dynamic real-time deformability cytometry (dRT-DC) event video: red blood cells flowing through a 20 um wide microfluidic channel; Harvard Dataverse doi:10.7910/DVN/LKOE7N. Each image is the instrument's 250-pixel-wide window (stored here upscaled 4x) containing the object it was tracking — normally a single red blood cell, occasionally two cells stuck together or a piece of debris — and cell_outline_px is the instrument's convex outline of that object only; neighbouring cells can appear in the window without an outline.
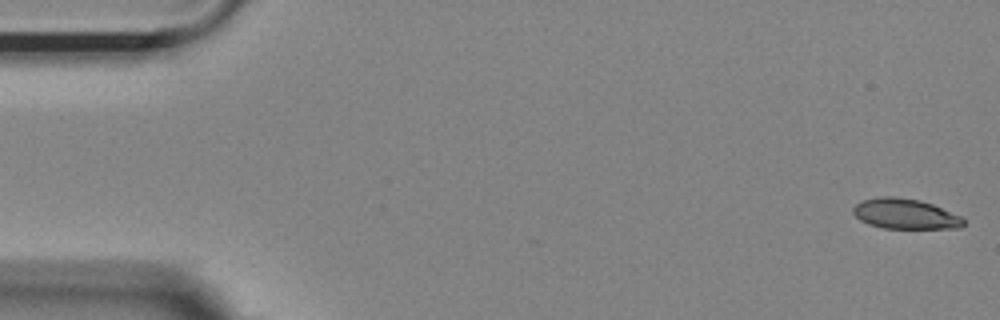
{"species": "Egyptian fruit bat (a non-hibernating species)", "species_latin": "Rousettus aegyptiacus", "temperature_condition": "room temperature", "stored_images_in_passage": 8, "camera_frame_rate_fps": 3000, "um_per_image_px": 0.085, "animal": {"sex": "female"}, "frame": {"image": 1, "passage_image": 1, "time_ms": 0.0, "image_size_px": [1000, 320], "cell_outline_px": [[964, 224], [960, 228], [884, 228], [868, 224], [860, 220], [852, 212], [852, 208], [860, 200], [880, 196], [896, 196], [920, 200], [932, 204], [960, 216], [964, 220]], "centroid_in_image_um": [76.89, 18.17], "position_along_channel_um": 8.1, "area_um2": 19.48}}